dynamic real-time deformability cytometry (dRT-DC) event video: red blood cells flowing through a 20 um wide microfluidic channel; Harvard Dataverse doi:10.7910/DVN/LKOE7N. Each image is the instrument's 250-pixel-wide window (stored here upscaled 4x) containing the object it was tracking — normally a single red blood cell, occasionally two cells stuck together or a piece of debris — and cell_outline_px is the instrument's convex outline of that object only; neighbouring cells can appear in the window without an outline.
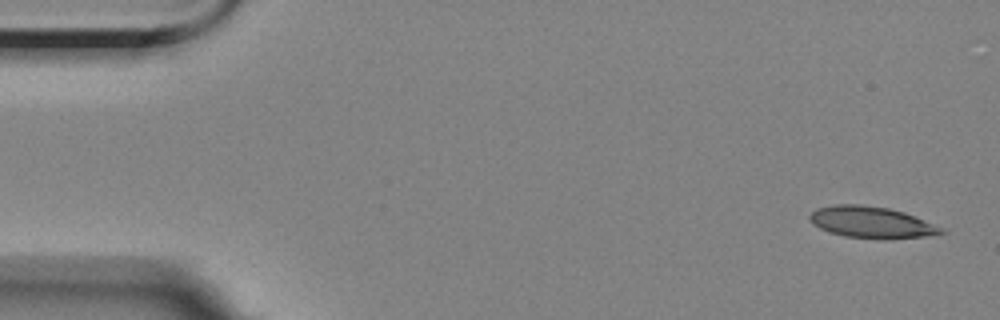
{"species": "Egyptian fruit bat (a non-hibernating species)", "species_latin": "Rousettus aegyptiacus", "temperature_condition": "room temperature", "stored_images_in_passage": 4, "camera_frame_rate_fps": 3000, "um_per_image_px": 0.085, "animal": {"sex": "female"}, "frame": {"image": 1, "passage_image": 1, "time_ms": 0.0, "image_size_px": [1000, 320], "cell_outline_px": [[948, 232], [924, 236], [888, 240], [884, 240], [844, 236], [828, 232], [812, 224], [808, 220], [808, 216], [816, 208], [836, 204], [860, 204], [888, 208], [904, 212], [944, 228]], "centroid_in_image_um": [74.05, 18.9], "position_along_channel_um": 10.9, "area_um2": 24.45}}
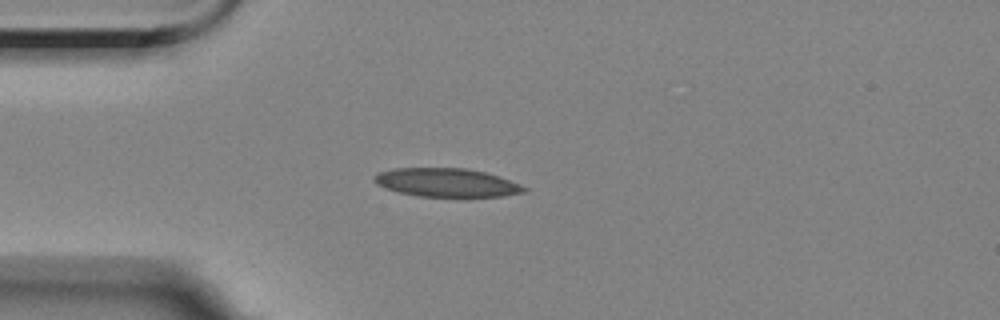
{"frame": {"image": 2, "passage_image": 4, "time_ms": 4.0, "image_size_px": [1000, 320], "cell_outline_px": [[528, 188], [524, 192], [504, 196], [420, 196], [400, 192], [376, 184], [372, 180], [380, 172], [392, 168], [464, 168], [484, 172], [500, 176], [520, 184]], "centroid_in_image_um": [37.99, 15.51], "position_along_channel_um": 47.0, "area_um2": 24.62}}